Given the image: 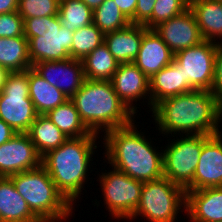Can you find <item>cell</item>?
<instances>
[{
	"label": "cell",
	"mask_w": 222,
	"mask_h": 222,
	"mask_svg": "<svg viewBox=\"0 0 222 222\" xmlns=\"http://www.w3.org/2000/svg\"><path fill=\"white\" fill-rule=\"evenodd\" d=\"M151 111L159 132L164 135L212 136L221 133L222 104L210 91L194 90L165 98Z\"/></svg>",
	"instance_id": "obj_1"
},
{
	"label": "cell",
	"mask_w": 222,
	"mask_h": 222,
	"mask_svg": "<svg viewBox=\"0 0 222 222\" xmlns=\"http://www.w3.org/2000/svg\"><path fill=\"white\" fill-rule=\"evenodd\" d=\"M189 9L184 0H156L151 18L144 24L153 29L158 24L178 16Z\"/></svg>",
	"instance_id": "obj_31"
},
{
	"label": "cell",
	"mask_w": 222,
	"mask_h": 222,
	"mask_svg": "<svg viewBox=\"0 0 222 222\" xmlns=\"http://www.w3.org/2000/svg\"><path fill=\"white\" fill-rule=\"evenodd\" d=\"M219 43L208 40L174 54V60L181 66L183 81L194 90L210 91L214 78V62Z\"/></svg>",
	"instance_id": "obj_11"
},
{
	"label": "cell",
	"mask_w": 222,
	"mask_h": 222,
	"mask_svg": "<svg viewBox=\"0 0 222 222\" xmlns=\"http://www.w3.org/2000/svg\"><path fill=\"white\" fill-rule=\"evenodd\" d=\"M28 84L29 97L38 115H45L68 100L62 91L50 85L32 68L29 69Z\"/></svg>",
	"instance_id": "obj_23"
},
{
	"label": "cell",
	"mask_w": 222,
	"mask_h": 222,
	"mask_svg": "<svg viewBox=\"0 0 222 222\" xmlns=\"http://www.w3.org/2000/svg\"><path fill=\"white\" fill-rule=\"evenodd\" d=\"M149 80L151 110L165 98L194 91L186 81H183L181 66L175 60L159 70Z\"/></svg>",
	"instance_id": "obj_19"
},
{
	"label": "cell",
	"mask_w": 222,
	"mask_h": 222,
	"mask_svg": "<svg viewBox=\"0 0 222 222\" xmlns=\"http://www.w3.org/2000/svg\"><path fill=\"white\" fill-rule=\"evenodd\" d=\"M84 2L92 11L100 6L105 0H81Z\"/></svg>",
	"instance_id": "obj_39"
},
{
	"label": "cell",
	"mask_w": 222,
	"mask_h": 222,
	"mask_svg": "<svg viewBox=\"0 0 222 222\" xmlns=\"http://www.w3.org/2000/svg\"><path fill=\"white\" fill-rule=\"evenodd\" d=\"M29 69L10 72L0 93V118L16 133H27L37 117L29 97Z\"/></svg>",
	"instance_id": "obj_8"
},
{
	"label": "cell",
	"mask_w": 222,
	"mask_h": 222,
	"mask_svg": "<svg viewBox=\"0 0 222 222\" xmlns=\"http://www.w3.org/2000/svg\"><path fill=\"white\" fill-rule=\"evenodd\" d=\"M184 136L181 135L180 139H172L173 141L168 142L165 150L161 149V151L164 177L185 189L193 181L202 146L211 136Z\"/></svg>",
	"instance_id": "obj_9"
},
{
	"label": "cell",
	"mask_w": 222,
	"mask_h": 222,
	"mask_svg": "<svg viewBox=\"0 0 222 222\" xmlns=\"http://www.w3.org/2000/svg\"><path fill=\"white\" fill-rule=\"evenodd\" d=\"M222 187V133L212 135L202 146L193 181L185 191Z\"/></svg>",
	"instance_id": "obj_15"
},
{
	"label": "cell",
	"mask_w": 222,
	"mask_h": 222,
	"mask_svg": "<svg viewBox=\"0 0 222 222\" xmlns=\"http://www.w3.org/2000/svg\"><path fill=\"white\" fill-rule=\"evenodd\" d=\"M27 134L41 157L68 139L46 115H37Z\"/></svg>",
	"instance_id": "obj_24"
},
{
	"label": "cell",
	"mask_w": 222,
	"mask_h": 222,
	"mask_svg": "<svg viewBox=\"0 0 222 222\" xmlns=\"http://www.w3.org/2000/svg\"><path fill=\"white\" fill-rule=\"evenodd\" d=\"M174 60V53L164 43L154 29L144 26V35L133 63L148 77L151 78L159 70Z\"/></svg>",
	"instance_id": "obj_17"
},
{
	"label": "cell",
	"mask_w": 222,
	"mask_h": 222,
	"mask_svg": "<svg viewBox=\"0 0 222 222\" xmlns=\"http://www.w3.org/2000/svg\"><path fill=\"white\" fill-rule=\"evenodd\" d=\"M99 175L106 210L115 219H129L139 205L143 182L113 170Z\"/></svg>",
	"instance_id": "obj_10"
},
{
	"label": "cell",
	"mask_w": 222,
	"mask_h": 222,
	"mask_svg": "<svg viewBox=\"0 0 222 222\" xmlns=\"http://www.w3.org/2000/svg\"><path fill=\"white\" fill-rule=\"evenodd\" d=\"M31 212L41 222H58L72 216L74 207L57 190L47 170L40 167L9 176Z\"/></svg>",
	"instance_id": "obj_5"
},
{
	"label": "cell",
	"mask_w": 222,
	"mask_h": 222,
	"mask_svg": "<svg viewBox=\"0 0 222 222\" xmlns=\"http://www.w3.org/2000/svg\"><path fill=\"white\" fill-rule=\"evenodd\" d=\"M0 222H41L9 177H0Z\"/></svg>",
	"instance_id": "obj_21"
},
{
	"label": "cell",
	"mask_w": 222,
	"mask_h": 222,
	"mask_svg": "<svg viewBox=\"0 0 222 222\" xmlns=\"http://www.w3.org/2000/svg\"><path fill=\"white\" fill-rule=\"evenodd\" d=\"M182 207L186 211L185 189L162 177L143 183L139 205L129 220L141 216L149 222H176Z\"/></svg>",
	"instance_id": "obj_7"
},
{
	"label": "cell",
	"mask_w": 222,
	"mask_h": 222,
	"mask_svg": "<svg viewBox=\"0 0 222 222\" xmlns=\"http://www.w3.org/2000/svg\"><path fill=\"white\" fill-rule=\"evenodd\" d=\"M82 61L85 79L111 81L118 68V61L103 42Z\"/></svg>",
	"instance_id": "obj_26"
},
{
	"label": "cell",
	"mask_w": 222,
	"mask_h": 222,
	"mask_svg": "<svg viewBox=\"0 0 222 222\" xmlns=\"http://www.w3.org/2000/svg\"><path fill=\"white\" fill-rule=\"evenodd\" d=\"M41 165L42 157L27 133H17L0 145V177L33 170Z\"/></svg>",
	"instance_id": "obj_12"
},
{
	"label": "cell",
	"mask_w": 222,
	"mask_h": 222,
	"mask_svg": "<svg viewBox=\"0 0 222 222\" xmlns=\"http://www.w3.org/2000/svg\"><path fill=\"white\" fill-rule=\"evenodd\" d=\"M193 12L203 40L222 44V2L217 0H199L192 3ZM217 41V42H216Z\"/></svg>",
	"instance_id": "obj_22"
},
{
	"label": "cell",
	"mask_w": 222,
	"mask_h": 222,
	"mask_svg": "<svg viewBox=\"0 0 222 222\" xmlns=\"http://www.w3.org/2000/svg\"><path fill=\"white\" fill-rule=\"evenodd\" d=\"M0 67L9 72L32 68L28 39L23 36L0 38Z\"/></svg>",
	"instance_id": "obj_25"
},
{
	"label": "cell",
	"mask_w": 222,
	"mask_h": 222,
	"mask_svg": "<svg viewBox=\"0 0 222 222\" xmlns=\"http://www.w3.org/2000/svg\"><path fill=\"white\" fill-rule=\"evenodd\" d=\"M99 135L68 138L57 149L49 151L42 157V166L47 170L57 190L73 206L81 196L92 155L97 149L96 139ZM94 152V153H93Z\"/></svg>",
	"instance_id": "obj_3"
},
{
	"label": "cell",
	"mask_w": 222,
	"mask_h": 222,
	"mask_svg": "<svg viewBox=\"0 0 222 222\" xmlns=\"http://www.w3.org/2000/svg\"><path fill=\"white\" fill-rule=\"evenodd\" d=\"M134 124L133 121L103 135L104 157L112 168L133 179L143 183L158 180L164 177L163 152L157 151Z\"/></svg>",
	"instance_id": "obj_2"
},
{
	"label": "cell",
	"mask_w": 222,
	"mask_h": 222,
	"mask_svg": "<svg viewBox=\"0 0 222 222\" xmlns=\"http://www.w3.org/2000/svg\"><path fill=\"white\" fill-rule=\"evenodd\" d=\"M156 0H137L135 24L144 25L152 16Z\"/></svg>",
	"instance_id": "obj_35"
},
{
	"label": "cell",
	"mask_w": 222,
	"mask_h": 222,
	"mask_svg": "<svg viewBox=\"0 0 222 222\" xmlns=\"http://www.w3.org/2000/svg\"><path fill=\"white\" fill-rule=\"evenodd\" d=\"M111 82L120 100L132 113L138 111L133 103L142 98L148 100L151 111L150 80L134 63H119Z\"/></svg>",
	"instance_id": "obj_14"
},
{
	"label": "cell",
	"mask_w": 222,
	"mask_h": 222,
	"mask_svg": "<svg viewBox=\"0 0 222 222\" xmlns=\"http://www.w3.org/2000/svg\"><path fill=\"white\" fill-rule=\"evenodd\" d=\"M93 23L104 35L124 29L131 24L114 0H105L93 11Z\"/></svg>",
	"instance_id": "obj_29"
},
{
	"label": "cell",
	"mask_w": 222,
	"mask_h": 222,
	"mask_svg": "<svg viewBox=\"0 0 222 222\" xmlns=\"http://www.w3.org/2000/svg\"><path fill=\"white\" fill-rule=\"evenodd\" d=\"M144 25L130 24L128 27L104 35V43L118 63H133L139 53Z\"/></svg>",
	"instance_id": "obj_20"
},
{
	"label": "cell",
	"mask_w": 222,
	"mask_h": 222,
	"mask_svg": "<svg viewBox=\"0 0 222 222\" xmlns=\"http://www.w3.org/2000/svg\"><path fill=\"white\" fill-rule=\"evenodd\" d=\"M210 92L222 104V44H218L214 62V78Z\"/></svg>",
	"instance_id": "obj_34"
},
{
	"label": "cell",
	"mask_w": 222,
	"mask_h": 222,
	"mask_svg": "<svg viewBox=\"0 0 222 222\" xmlns=\"http://www.w3.org/2000/svg\"><path fill=\"white\" fill-rule=\"evenodd\" d=\"M24 35L23 18L17 11L0 14V38Z\"/></svg>",
	"instance_id": "obj_33"
},
{
	"label": "cell",
	"mask_w": 222,
	"mask_h": 222,
	"mask_svg": "<svg viewBox=\"0 0 222 222\" xmlns=\"http://www.w3.org/2000/svg\"><path fill=\"white\" fill-rule=\"evenodd\" d=\"M58 17L70 31L93 23V11L81 0H60Z\"/></svg>",
	"instance_id": "obj_28"
},
{
	"label": "cell",
	"mask_w": 222,
	"mask_h": 222,
	"mask_svg": "<svg viewBox=\"0 0 222 222\" xmlns=\"http://www.w3.org/2000/svg\"><path fill=\"white\" fill-rule=\"evenodd\" d=\"M60 0H19L17 12L22 18L58 15Z\"/></svg>",
	"instance_id": "obj_32"
},
{
	"label": "cell",
	"mask_w": 222,
	"mask_h": 222,
	"mask_svg": "<svg viewBox=\"0 0 222 222\" xmlns=\"http://www.w3.org/2000/svg\"><path fill=\"white\" fill-rule=\"evenodd\" d=\"M32 69L50 85L62 91L68 99L79 91L85 81L82 61L73 58L37 62L32 65Z\"/></svg>",
	"instance_id": "obj_13"
},
{
	"label": "cell",
	"mask_w": 222,
	"mask_h": 222,
	"mask_svg": "<svg viewBox=\"0 0 222 222\" xmlns=\"http://www.w3.org/2000/svg\"><path fill=\"white\" fill-rule=\"evenodd\" d=\"M9 71L5 68L0 67V93L5 85V81L7 76L9 75Z\"/></svg>",
	"instance_id": "obj_40"
},
{
	"label": "cell",
	"mask_w": 222,
	"mask_h": 222,
	"mask_svg": "<svg viewBox=\"0 0 222 222\" xmlns=\"http://www.w3.org/2000/svg\"><path fill=\"white\" fill-rule=\"evenodd\" d=\"M68 138L88 136L91 132L81 121L74 103L68 99L62 105L48 111L46 114Z\"/></svg>",
	"instance_id": "obj_27"
},
{
	"label": "cell",
	"mask_w": 222,
	"mask_h": 222,
	"mask_svg": "<svg viewBox=\"0 0 222 222\" xmlns=\"http://www.w3.org/2000/svg\"><path fill=\"white\" fill-rule=\"evenodd\" d=\"M31 64L71 58L73 31L61 25L58 15L23 18Z\"/></svg>",
	"instance_id": "obj_6"
},
{
	"label": "cell",
	"mask_w": 222,
	"mask_h": 222,
	"mask_svg": "<svg viewBox=\"0 0 222 222\" xmlns=\"http://www.w3.org/2000/svg\"><path fill=\"white\" fill-rule=\"evenodd\" d=\"M17 133L0 118V145L10 140Z\"/></svg>",
	"instance_id": "obj_37"
},
{
	"label": "cell",
	"mask_w": 222,
	"mask_h": 222,
	"mask_svg": "<svg viewBox=\"0 0 222 222\" xmlns=\"http://www.w3.org/2000/svg\"><path fill=\"white\" fill-rule=\"evenodd\" d=\"M118 8L123 15L131 22L135 24V10L137 6V0H114Z\"/></svg>",
	"instance_id": "obj_36"
},
{
	"label": "cell",
	"mask_w": 222,
	"mask_h": 222,
	"mask_svg": "<svg viewBox=\"0 0 222 222\" xmlns=\"http://www.w3.org/2000/svg\"><path fill=\"white\" fill-rule=\"evenodd\" d=\"M103 42L104 34L94 23L76 29L73 31L70 57L76 60H83Z\"/></svg>",
	"instance_id": "obj_30"
},
{
	"label": "cell",
	"mask_w": 222,
	"mask_h": 222,
	"mask_svg": "<svg viewBox=\"0 0 222 222\" xmlns=\"http://www.w3.org/2000/svg\"><path fill=\"white\" fill-rule=\"evenodd\" d=\"M189 222H222V187L186 191Z\"/></svg>",
	"instance_id": "obj_18"
},
{
	"label": "cell",
	"mask_w": 222,
	"mask_h": 222,
	"mask_svg": "<svg viewBox=\"0 0 222 222\" xmlns=\"http://www.w3.org/2000/svg\"><path fill=\"white\" fill-rule=\"evenodd\" d=\"M70 100L87 129L98 135L100 130L105 134L109 130L127 126L136 116L120 100L111 81L85 79Z\"/></svg>",
	"instance_id": "obj_4"
},
{
	"label": "cell",
	"mask_w": 222,
	"mask_h": 222,
	"mask_svg": "<svg viewBox=\"0 0 222 222\" xmlns=\"http://www.w3.org/2000/svg\"><path fill=\"white\" fill-rule=\"evenodd\" d=\"M153 29L174 54L203 41L195 16L190 9L158 24Z\"/></svg>",
	"instance_id": "obj_16"
},
{
	"label": "cell",
	"mask_w": 222,
	"mask_h": 222,
	"mask_svg": "<svg viewBox=\"0 0 222 222\" xmlns=\"http://www.w3.org/2000/svg\"><path fill=\"white\" fill-rule=\"evenodd\" d=\"M186 2V4L188 6H190L192 3L196 2V1H199V0H184Z\"/></svg>",
	"instance_id": "obj_41"
},
{
	"label": "cell",
	"mask_w": 222,
	"mask_h": 222,
	"mask_svg": "<svg viewBox=\"0 0 222 222\" xmlns=\"http://www.w3.org/2000/svg\"><path fill=\"white\" fill-rule=\"evenodd\" d=\"M18 4L19 0H0V14L17 11Z\"/></svg>",
	"instance_id": "obj_38"
}]
</instances>
